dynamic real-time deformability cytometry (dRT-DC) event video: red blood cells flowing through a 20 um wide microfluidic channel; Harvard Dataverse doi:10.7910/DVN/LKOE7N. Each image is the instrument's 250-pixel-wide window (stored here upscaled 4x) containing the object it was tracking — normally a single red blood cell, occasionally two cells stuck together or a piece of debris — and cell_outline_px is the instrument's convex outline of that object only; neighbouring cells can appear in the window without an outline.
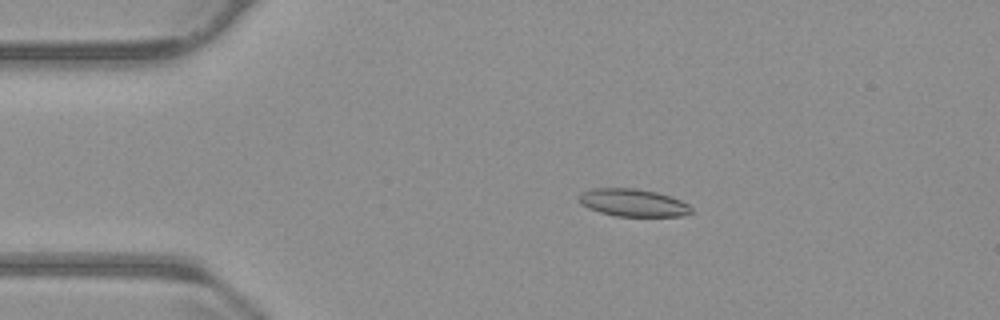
{"species": "common noctule bat (a hibernating species)", "species_latin": "Nyctalus noctula", "temperature_condition": "warm", "stored_images_in_passage": 56, "camera_frame_rate_fps": 3000, "um_per_image_px": 0.085, "animal": {"sex": "male", "body_mass_g": 23.1, "forearm_length_mm": 52.7}, "frame": {"image": 1, "passage_image": 11, "time_ms": 3.333, "image_size_px": [1000, 320], "cell_outline_px": [[692, 212], [680, 216], [616, 216], [600, 212], [588, 208], [580, 204], [580, 192], [592, 188], [636, 188], [656, 192], [680, 200], [688, 204], [692, 208]], "centroid_in_image_um": [53.78, 17.22], "position_along_channel_um": 31.2, "area_um2": 17.98}}
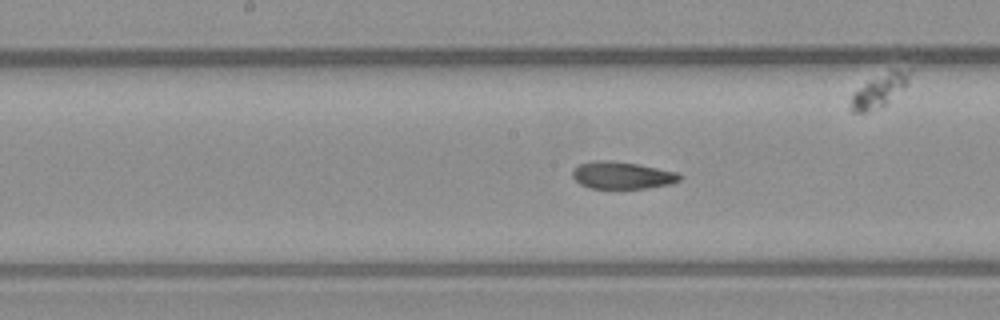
{"frame": {"image": 2, "passage_image": 28, "time_ms": 9.0, "image_size_px": [1000, 320], "cell_outline_px": [[680, 180], [672, 184], [648, 188], [588, 188], [580, 184], [572, 176], [572, 168], [580, 164], [596, 160], [604, 160], [636, 164], [680, 172]], "centroid_in_image_um": [52.88, 14.91], "position_along_channel_um": 195.3, "area_um2": 16.99}}
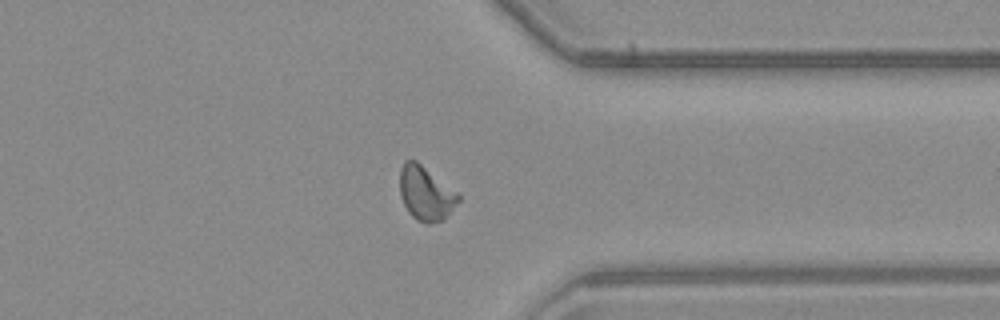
{"frame": {"image": 3, "passage_image": 43, "time_ms": 14.0, "image_size_px": [1000, 320], "cell_outline_px": [[460, 200], [444, 220], [432, 224], [428, 224], [416, 220], [408, 212], [400, 196], [400, 168], [404, 160], [416, 160], [456, 192], [460, 196]], "centroid_in_image_um": [36.17, 16.46], "position_along_channel_um": 375.2, "area_um2": 18.44}, "authors_computed_cell_mechanics": {"area_um2": 17.5712, "velocity_mm_per_s": 3.7163, "shape_relaxation_time_tau1_ms": 9.7482, "shape_relaxation_time_tau2_ms": 2.7031, "deformation_change_tau1": 0.2195, "deformation_change_tau2": 0.0781}}